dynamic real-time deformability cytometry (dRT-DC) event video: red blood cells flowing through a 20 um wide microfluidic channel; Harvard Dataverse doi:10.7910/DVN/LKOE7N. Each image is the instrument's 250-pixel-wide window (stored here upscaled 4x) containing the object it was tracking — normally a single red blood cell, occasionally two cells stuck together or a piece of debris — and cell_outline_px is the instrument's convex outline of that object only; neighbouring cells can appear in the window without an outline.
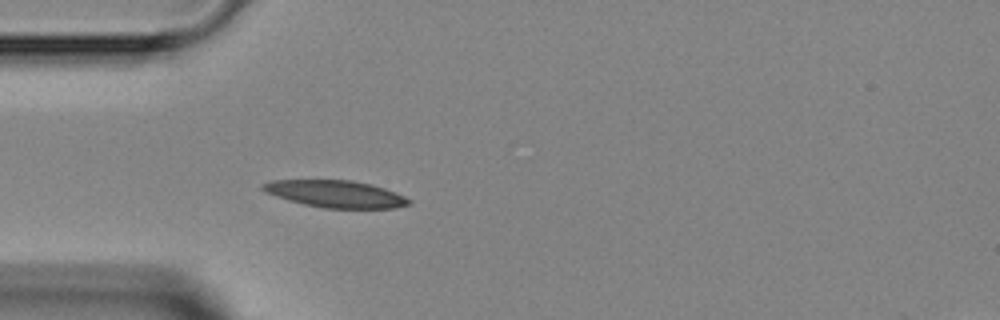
{"species": "Egyptian fruit bat (a non-hibernating species)", "species_latin": "Rousettus aegyptiacus", "temperature_condition": "room temperature", "stored_images_in_passage": 4, "camera_frame_rate_fps": 3000, "um_per_image_px": 0.085, "animal": {"sex": "female"}, "frame": {"image": 1, "passage_image": 4, "time_ms": 4.333, "image_size_px": [1000, 320], "cell_outline_px": [[412, 204], [396, 208], [324, 208], [304, 204], [288, 200], [264, 192], [260, 188], [260, 184], [272, 180], [352, 180], [372, 184], [396, 192], [412, 200]], "centroid_in_image_um": [28.53, 16.48], "position_along_channel_um": 56.5, "area_um2": 23.24}}